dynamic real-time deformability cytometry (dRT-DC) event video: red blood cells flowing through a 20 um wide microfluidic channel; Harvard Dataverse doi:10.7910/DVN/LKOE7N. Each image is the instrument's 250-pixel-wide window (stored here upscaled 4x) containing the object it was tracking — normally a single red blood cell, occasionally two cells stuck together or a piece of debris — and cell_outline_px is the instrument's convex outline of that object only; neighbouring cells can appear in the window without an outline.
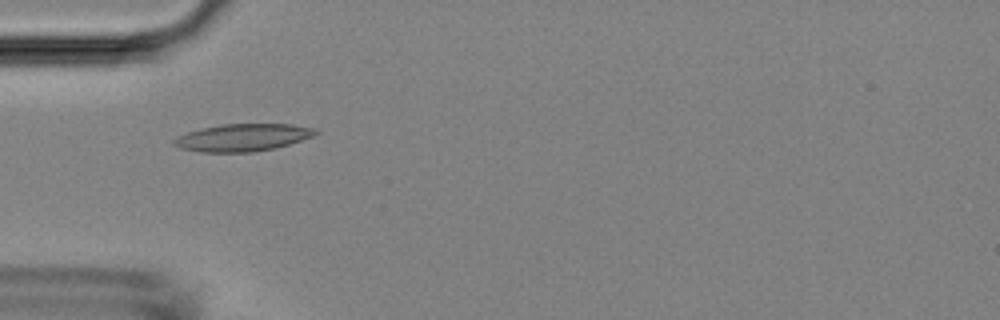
{"species": "Egyptian fruit bat (a non-hibernating species)", "species_latin": "Rousettus aegyptiacus", "temperature_condition": "room temperature", "stored_images_in_passage": 5, "camera_frame_rate_fps": 3000, "um_per_image_px": 0.085, "animal": {"sex": "female"}, "frame": {"image": 1, "passage_image": 5, "time_ms": 4.667, "image_size_px": [1000, 320], "cell_outline_px": [[320, 132], [312, 136], [276, 148], [252, 152], [200, 152], [180, 148], [172, 144], [172, 140], [176, 136], [200, 128], [220, 124], [292, 124], [316, 128]], "centroid_in_image_um": [20.6, 11.68], "position_along_channel_um": 64.4, "area_um2": 22.72}}